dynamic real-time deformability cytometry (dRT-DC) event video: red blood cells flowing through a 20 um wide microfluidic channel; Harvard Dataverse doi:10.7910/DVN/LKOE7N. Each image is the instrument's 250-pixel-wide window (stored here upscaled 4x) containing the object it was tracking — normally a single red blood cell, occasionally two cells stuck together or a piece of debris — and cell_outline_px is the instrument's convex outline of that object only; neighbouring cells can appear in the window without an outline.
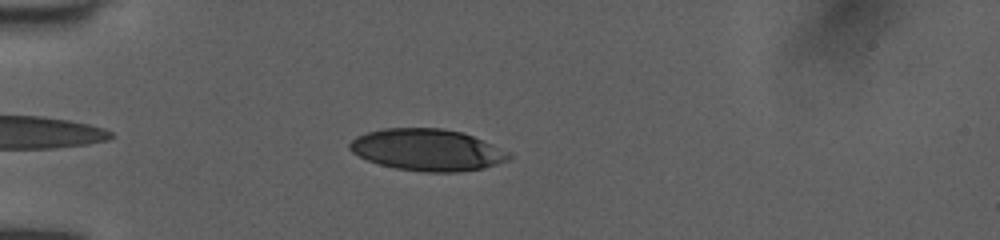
{"species": "human", "species_latin": "Homo sapiens", "temperature_condition": "room temperature", "stored_images_in_passage": 21, "camera_frame_rate_fps": 3000, "um_per_image_px": 0.085, "donor": {"sex": "female"}, "frame": {"image": 1, "passage_image": 4, "time_ms": 1.0, "image_size_px": [1000, 240], "cell_outline_px": [[512, 160], [484, 168], [460, 172], [424, 172], [396, 168], [380, 164], [368, 160], [352, 152], [348, 148], [348, 144], [356, 136], [368, 132], [384, 128], [440, 128], [464, 132], [512, 152]], "centroid_in_image_um": [36.39, 12.74], "position_along_channel_um": 48.6, "area_um2": 39.07}}
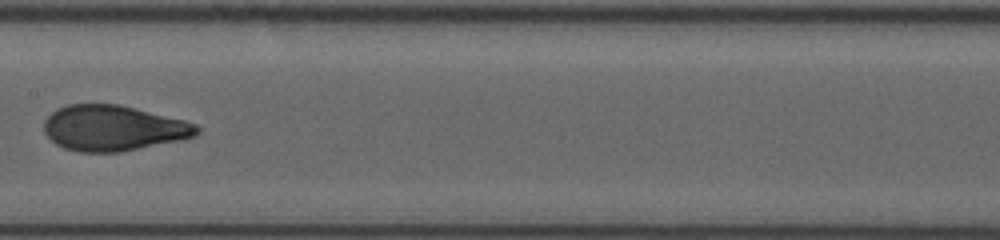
{"frame": {"image": 2, "passage_image": 13, "time_ms": 4.0, "image_size_px": [1000, 240], "cell_outline_px": [[200, 132], [192, 136], [180, 140], [120, 152], [76, 152], [64, 148], [56, 144], [44, 132], [44, 120], [52, 112], [68, 104], [120, 104], [184, 120], [196, 124], [200, 128]], "centroid_in_image_um": [9.62, 10.89], "position_along_channel_um": 197.8, "area_um2": 40.46}}
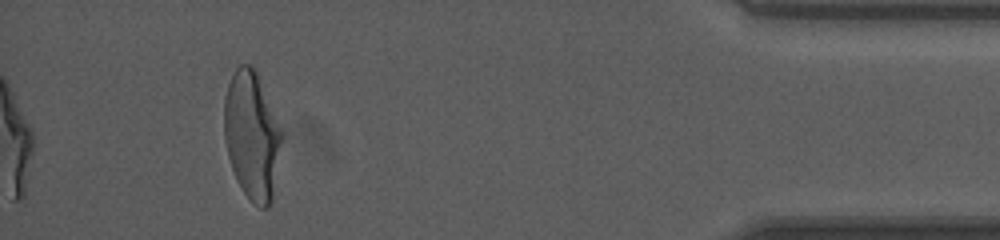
{"frame": {"image": 3, "passage_image": 21, "time_ms": 6.667, "image_size_px": [1000, 240], "cell_outline_px": [[280, 140], [272, 200], [268, 208], [260, 208], [244, 192], [236, 180], [228, 156], [224, 140], [224, 96], [228, 84], [236, 68], [240, 64], [248, 64], [256, 72], [280, 128]], "centroid_in_image_um": [21.36, 11.51], "position_along_channel_um": 413.8, "area_um2": 41.73}}